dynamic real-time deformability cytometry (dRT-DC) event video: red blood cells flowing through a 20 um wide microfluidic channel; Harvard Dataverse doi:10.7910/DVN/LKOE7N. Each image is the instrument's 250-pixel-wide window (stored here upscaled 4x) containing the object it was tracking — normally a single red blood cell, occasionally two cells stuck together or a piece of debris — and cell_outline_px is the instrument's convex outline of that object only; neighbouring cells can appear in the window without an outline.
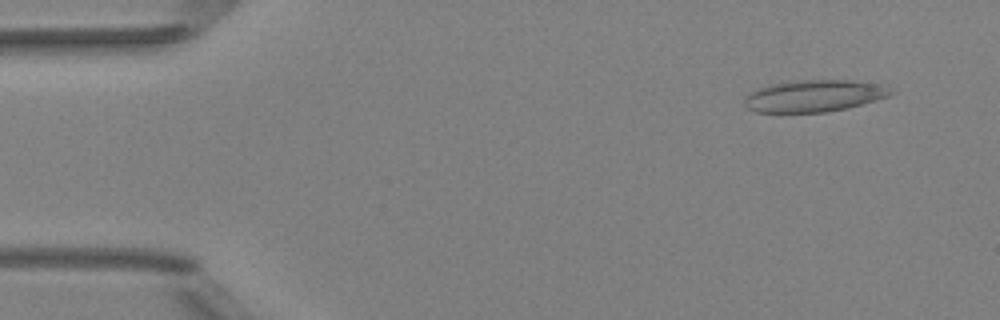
{"species": "Egyptian fruit bat (a non-hibernating species)", "species_latin": "Rousettus aegyptiacus", "temperature_condition": "room temperature", "stored_images_in_passage": 50, "camera_frame_rate_fps": 3000, "um_per_image_px": 0.085, "animal": {"sex": "female"}, "frame": {"image": 1, "passage_image": 4, "time_ms": 1.0, "image_size_px": [1000, 320], "cell_outline_px": [[896, 92], [888, 96], [876, 100], [848, 108], [828, 112], [756, 112], [748, 108], [744, 104], [744, 100], [756, 88], [772, 84], [796, 80], [852, 80], [880, 84]], "centroid_in_image_um": [69.22, 8.15], "position_along_channel_um": 15.8, "area_um2": 27.11}}
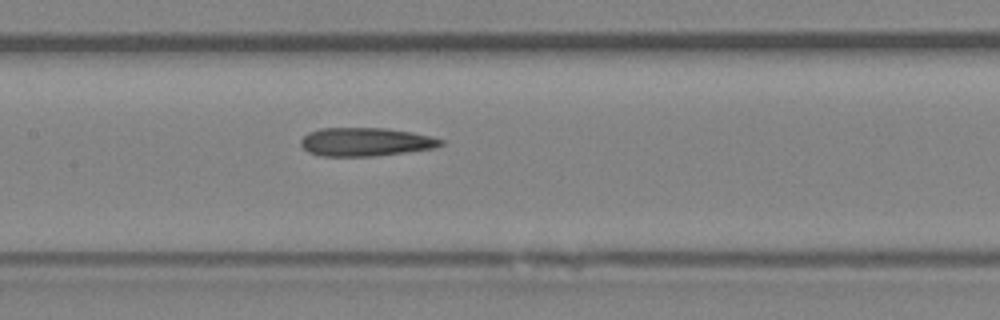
{"frame": {"image": 2, "passage_image": 24, "time_ms": 7.667, "image_size_px": [1000, 320], "cell_outline_px": [[444, 144], [436, 148], [376, 156], [320, 156], [308, 152], [300, 144], [300, 140], [308, 132], [320, 128], [384, 128], [412, 132], [432, 136], [444, 140]], "centroid_in_image_um": [31.09, 12.06], "position_along_channel_um": 176.3, "area_um2": 23.41}}
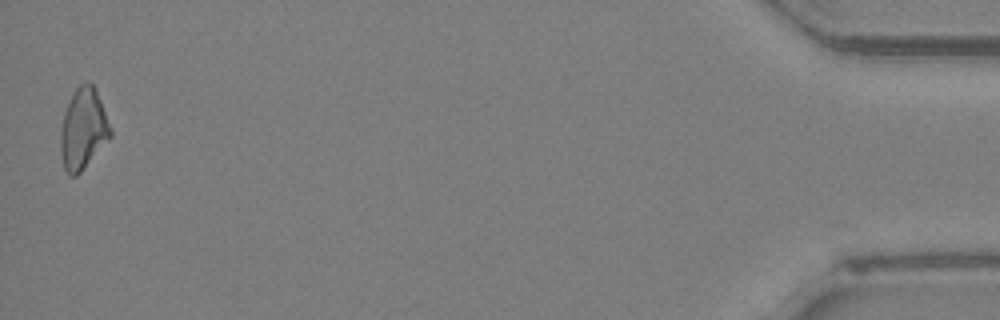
{"frame": {"image": 3, "passage_image": 50, "time_ms": 16.333, "image_size_px": [1000, 320], "cell_outline_px": [[112, 136], [80, 172], [76, 176], [68, 176], [64, 168], [60, 152], [60, 132], [64, 112], [76, 88], [80, 84], [88, 80], [96, 88], [112, 128]], "centroid_in_image_um": [7.08, 10.95], "position_along_channel_um": 428.1, "area_um2": 23.64}, "authors_computed_cell_mechanics": {"area_um2": 23.409, "velocity_mm_per_s": 4.0129, "shape_relaxation_time_tau1_ms": 11.341, "shape_relaxation_time_tau2_ms": 9.2191, "deformation_change_tau1": 0.2326, "deformation_change_tau2": 0.2756}}